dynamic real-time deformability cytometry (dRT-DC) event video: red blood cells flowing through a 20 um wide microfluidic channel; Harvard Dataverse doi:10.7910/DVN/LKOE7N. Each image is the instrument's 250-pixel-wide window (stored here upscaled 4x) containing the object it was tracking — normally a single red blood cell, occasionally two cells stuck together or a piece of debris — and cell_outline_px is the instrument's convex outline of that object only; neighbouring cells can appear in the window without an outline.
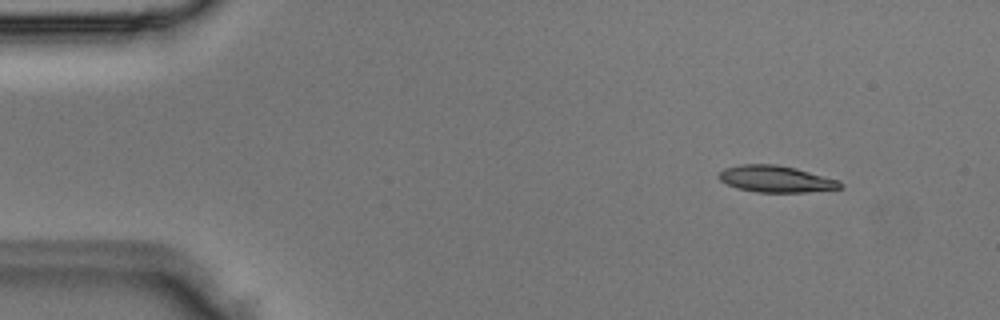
{"species": "Egyptian fruit bat (a non-hibernating species)", "species_latin": "Rousettus aegyptiacus", "temperature_condition": "room temperature", "stored_images_in_passage": 3, "camera_frame_rate_fps": 3000, "um_per_image_px": 0.085, "animal": {"sex": "male"}, "frame": {"image": 1, "passage_image": 1, "time_ms": 0.0, "image_size_px": [1000, 320], "cell_outline_px": [[844, 188], [808, 192], [756, 192], [736, 188], [720, 180], [716, 176], [724, 168], [740, 164], [776, 164], [796, 168], [840, 180], [844, 184]], "centroid_in_image_um": [65.98, 15.21], "position_along_channel_um": 19.0, "area_um2": 19.07}}
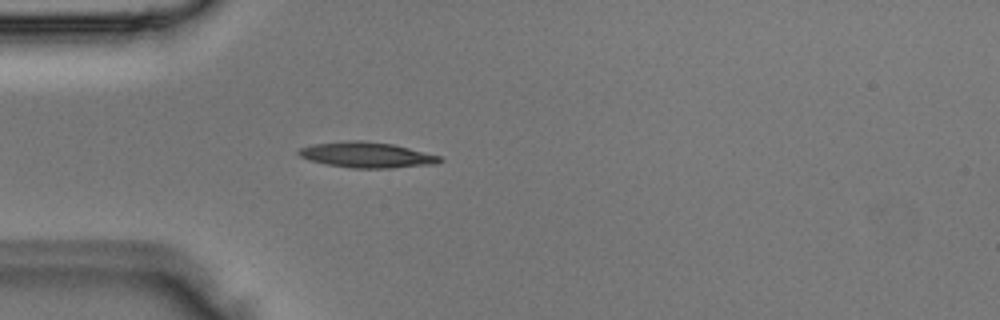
{"frame": {"image": 2, "passage_image": 3, "time_ms": 0.667, "image_size_px": [1000, 320], "cell_outline_px": [[444, 160], [436, 164], [392, 168], [352, 168], [328, 164], [312, 160], [300, 156], [296, 152], [300, 148], [312, 144], [344, 140], [360, 140], [392, 144], [444, 156]], "centroid_in_image_um": [31.23, 13.16], "position_along_channel_um": 53.8, "area_um2": 21.15}}